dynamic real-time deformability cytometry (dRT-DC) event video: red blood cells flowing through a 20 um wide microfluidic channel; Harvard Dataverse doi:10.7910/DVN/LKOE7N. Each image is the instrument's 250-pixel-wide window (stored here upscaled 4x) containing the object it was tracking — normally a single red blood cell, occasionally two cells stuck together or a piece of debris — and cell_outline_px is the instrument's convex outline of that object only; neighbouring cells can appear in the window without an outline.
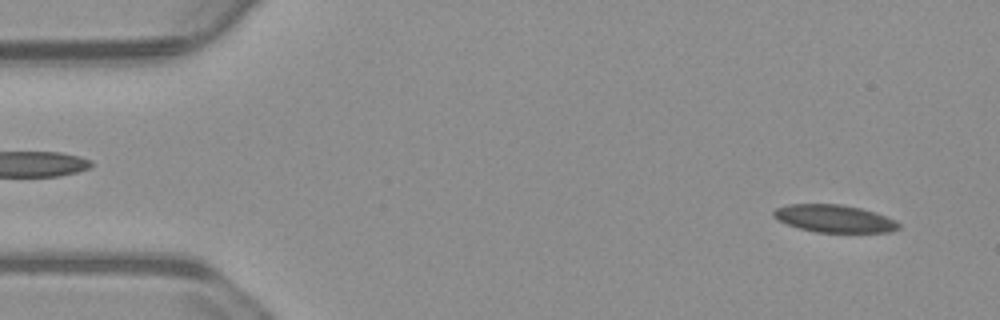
{"species": "common noctule bat (a hibernating species)", "species_latin": "Nyctalus noctula", "temperature_condition": "warm", "stored_images_in_passage": 55, "camera_frame_rate_fps": 3000, "um_per_image_px": 0.085, "animal": {"sex": "male", "body_mass_g": 23.1, "forearm_length_mm": 52.7}, "frame": {"image": 1, "passage_image": 3, "time_ms": 0.667, "image_size_px": [1000, 320], "cell_outline_px": [[900, 228], [888, 232], [816, 232], [800, 228], [788, 224], [772, 216], [772, 212], [776, 208], [788, 204], [840, 204], [860, 208], [896, 220], [900, 224]], "centroid_in_image_um": [70.9, 18.58], "position_along_channel_um": 14.1, "area_um2": 19.83}}
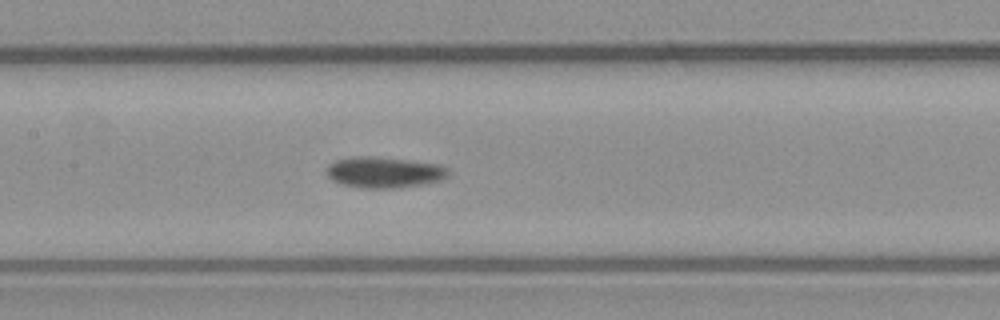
{"frame": {"image": 2, "passage_image": 25, "time_ms": 8.0, "image_size_px": [1000, 320], "cell_outline_px": [[448, 176], [440, 180], [420, 184], [396, 188], [360, 188], [340, 184], [332, 180], [328, 176], [328, 164], [336, 160], [356, 156], [368, 156], [440, 164], [448, 168]], "centroid_in_image_um": [32.63, 14.65], "position_along_channel_um": 174.8, "area_um2": 21.73}}
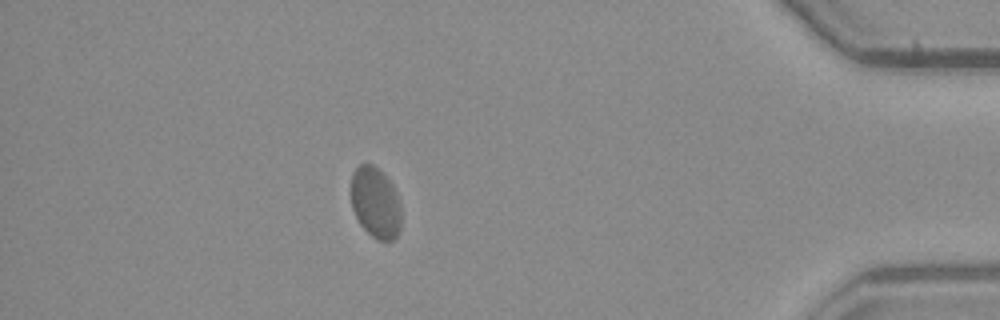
{"frame": {"image": 3, "passage_image": 48, "time_ms": 15.667, "image_size_px": [1000, 320], "cell_outline_px": [[400, 232], [392, 240], [376, 240], [360, 224], [352, 208], [352, 172], [360, 164], [372, 164], [392, 184], [396, 192], [400, 204]], "centroid_in_image_um": [31.92, 17.24], "position_along_channel_um": 403.3, "area_um2": 20.46}, "authors_computed_cell_mechanics": {"area_um2": 21.0392, "velocity_mm_per_s": 3.6626, "shape_relaxation_time_tau1_ms": null, "shape_relaxation_time_tau2_ms": 3.2935, "deformation_change_tau1": null, "deformation_change_tau2": 0.0415}}